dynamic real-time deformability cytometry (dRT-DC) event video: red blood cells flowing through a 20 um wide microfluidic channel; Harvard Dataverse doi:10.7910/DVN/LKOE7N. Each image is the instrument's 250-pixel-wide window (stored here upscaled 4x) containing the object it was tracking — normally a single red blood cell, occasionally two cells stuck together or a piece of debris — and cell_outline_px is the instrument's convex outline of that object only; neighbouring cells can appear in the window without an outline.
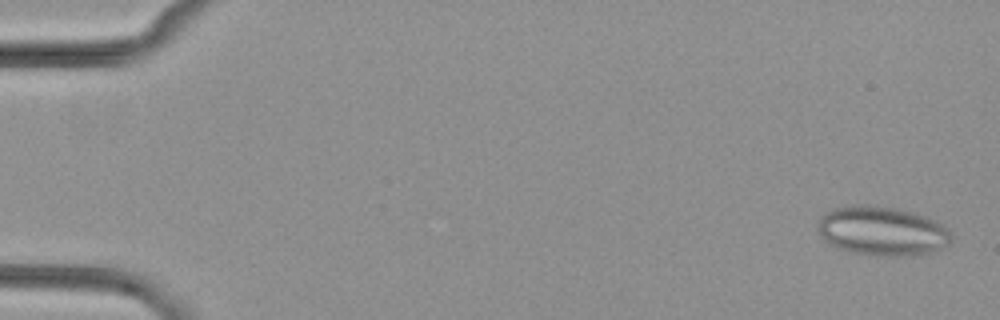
{"species": "common noctule bat (a hibernating species)", "species_latin": "Nyctalus noctula", "temperature_condition": "cold", "stored_images_in_passage": 5, "camera_frame_rate_fps": 3000, "um_per_image_px": 0.085, "animal": {"sex": "female", "body_mass_g": 29.2, "forearm_length_mm": 56.3}, "frame": {"image": 1, "passage_image": 1, "time_ms": 0.0, "image_size_px": [1000, 320], "cell_outline_px": [[952, 240], [948, 244], [940, 248], [928, 252], [900, 256], [876, 256], [852, 252], [832, 244], [820, 236], [816, 228], [816, 224], [820, 216], [832, 208], [852, 204], [876, 204], [896, 208], [912, 212], [936, 220], [944, 224], [952, 232]], "centroid_in_image_um": [74.96, 19.6], "position_along_channel_um": 10.0, "area_um2": 38.67}}